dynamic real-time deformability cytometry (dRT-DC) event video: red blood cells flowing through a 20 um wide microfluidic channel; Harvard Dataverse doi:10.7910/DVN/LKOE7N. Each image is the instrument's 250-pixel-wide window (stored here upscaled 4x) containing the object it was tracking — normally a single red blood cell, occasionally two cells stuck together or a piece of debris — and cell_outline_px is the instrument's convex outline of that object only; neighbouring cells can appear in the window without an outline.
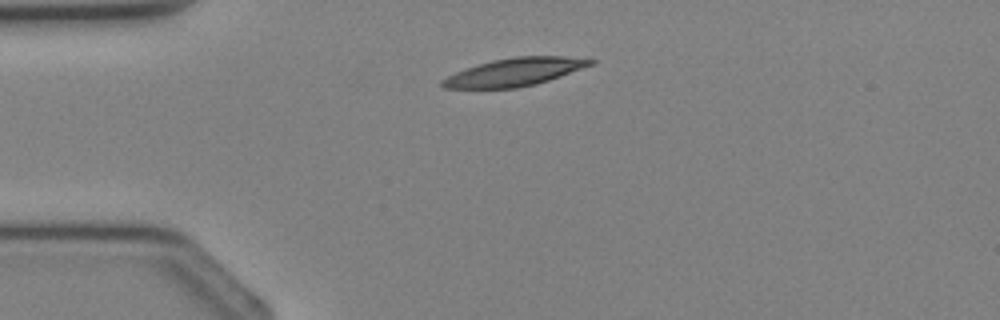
{"species": "Egyptian fruit bat (a non-hibernating species)", "species_latin": "Rousettus aegyptiacus", "temperature_condition": "cold", "stored_images_in_passage": 1, "camera_frame_rate_fps": 3000, "um_per_image_px": 0.085, "animal": {"sex": "female"}, "frame": {"image": 1, "passage_image": 1, "time_ms": 0.0, "image_size_px": [1000, 320], "cell_outline_px": [[596, 60], [592, 64], [560, 76], [536, 84], [516, 88], [444, 88], [440, 84], [440, 80], [456, 72], [476, 64], [492, 60], [516, 56], [564, 56]], "centroid_in_image_um": [43.69, 6.12], "position_along_channel_um": 41.3, "area_um2": 23.87}}